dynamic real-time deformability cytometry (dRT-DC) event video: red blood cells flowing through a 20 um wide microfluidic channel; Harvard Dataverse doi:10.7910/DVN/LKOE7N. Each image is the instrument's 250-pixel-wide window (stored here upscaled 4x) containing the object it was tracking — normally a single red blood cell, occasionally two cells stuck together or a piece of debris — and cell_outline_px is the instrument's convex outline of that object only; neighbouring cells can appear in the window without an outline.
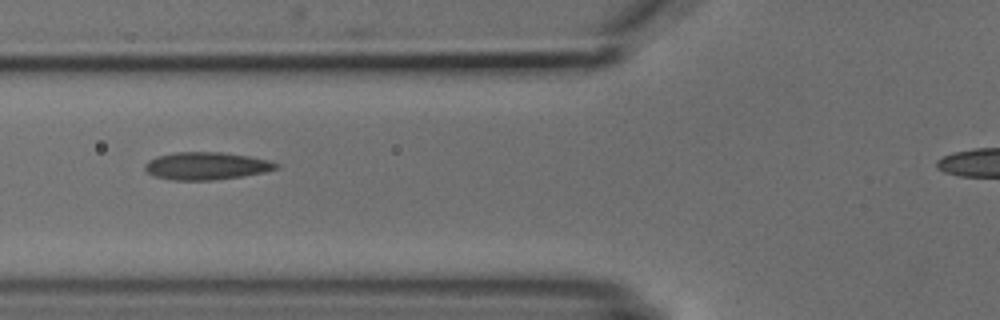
{"species": "common noctule bat (a hibernating species)", "species_latin": "Nyctalus noctula", "temperature_condition": "cold", "stored_images_in_passage": 5, "camera_frame_rate_fps": 3000, "um_per_image_px": 0.085, "animal": {"sex": "male", "body_mass_g": 18.8}, "frame": {"image": 1, "passage_image": 3, "time_ms": 2.0, "image_size_px": [1000, 320], "cell_outline_px": [[280, 168], [264, 172], [240, 176], [212, 180], [172, 180], [156, 176], [148, 172], [144, 168], [144, 164], [148, 160], [156, 156], [176, 152], [220, 152], [248, 156], [268, 160], [280, 164]], "centroid_in_image_um": [17.53, 14.09], "position_along_channel_um": 108.3, "area_um2": 20.98}}
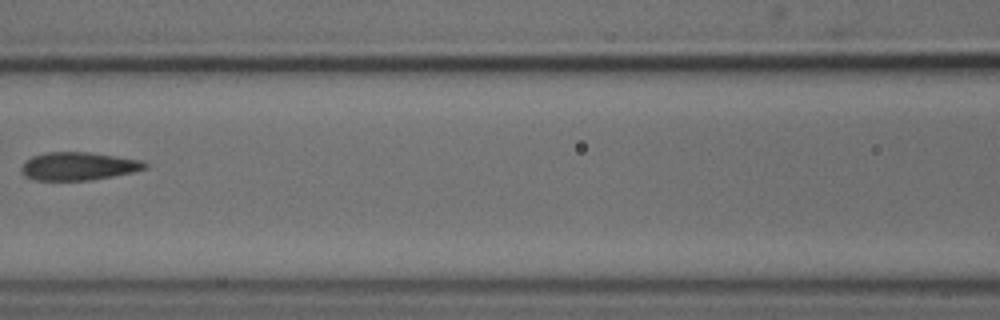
{"frame": {"image": 2, "passage_image": 4, "time_ms": 3.333, "image_size_px": [1000, 320], "cell_outline_px": [[148, 168], [132, 172], [112, 176], [88, 180], [36, 180], [24, 176], [20, 172], [20, 168], [24, 160], [32, 156], [48, 152], [88, 152], [140, 160], [148, 164]], "centroid_in_image_um": [6.61, 14.12], "position_along_channel_um": 160.0, "area_um2": 20.17}}
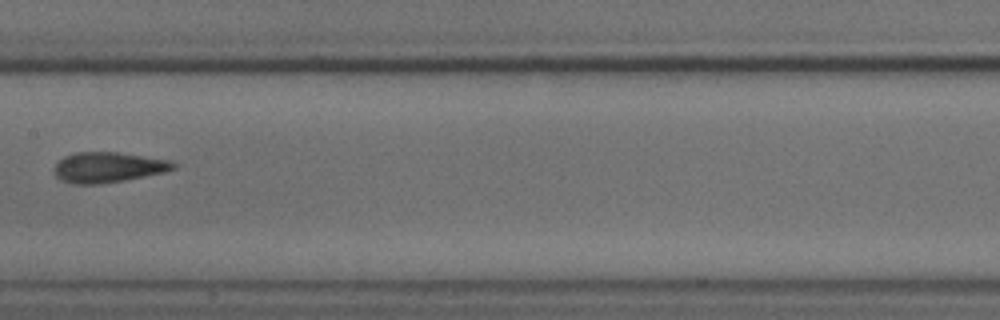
{"frame": {"image": 3, "passage_image": 5, "time_ms": 4.333, "image_size_px": [1000, 320], "cell_outline_px": [[176, 168], [164, 172], [124, 180], [100, 184], [72, 184], [60, 180], [56, 176], [52, 168], [64, 156], [76, 152], [116, 152], [172, 160], [176, 164]], "centroid_in_image_um": [9.17, 14.22], "position_along_channel_um": 198.2, "area_um2": 21.15}}